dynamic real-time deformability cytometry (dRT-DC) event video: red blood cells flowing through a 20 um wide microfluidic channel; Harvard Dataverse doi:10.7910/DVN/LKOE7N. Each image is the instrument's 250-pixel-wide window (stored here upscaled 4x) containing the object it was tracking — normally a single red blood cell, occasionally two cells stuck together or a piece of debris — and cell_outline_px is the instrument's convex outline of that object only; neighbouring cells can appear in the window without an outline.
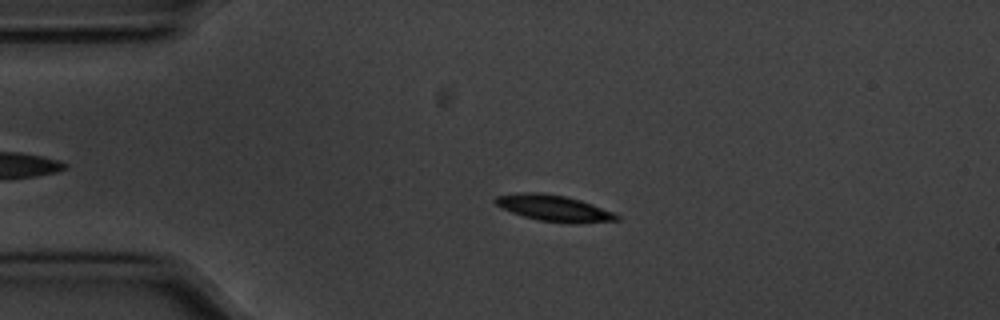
{"species": "common noctule bat (a hibernating species)", "species_latin": "Nyctalus noctula", "temperature_condition": "cold", "stored_images_in_passage": 41, "camera_frame_rate_fps": 3000, "um_per_image_px": 0.085, "animal": {"sex": "male", "body_mass_g": 20.1, "forearm_length_mm": 53.5}, "frame": {"image": 1, "passage_image": 8, "time_ms": 2.333, "image_size_px": [1000, 320], "cell_outline_px": [[620, 220], [580, 224], [576, 224], [540, 220], [524, 216], [512, 212], [496, 204], [492, 200], [496, 196], [524, 192], [540, 192], [564, 196], [580, 200], [592, 204], [612, 212], [620, 216]], "centroid_in_image_um": [47.12, 17.7], "position_along_channel_um": 37.9, "area_um2": 18.38}}
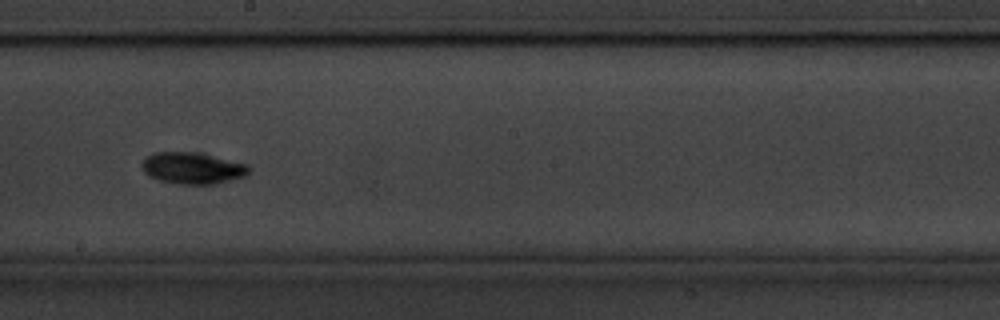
{"frame": {"image": 2, "passage_image": 27, "time_ms": 8.667, "image_size_px": [1000, 320], "cell_outline_px": [[252, 168], [244, 176], [216, 184], [176, 184], [160, 180], [148, 176], [144, 172], [144, 160], [148, 156], [156, 152], [192, 152], [248, 164]], "centroid_in_image_um": [16.38, 14.31], "position_along_channel_um": 231.8, "area_um2": 19.31}}
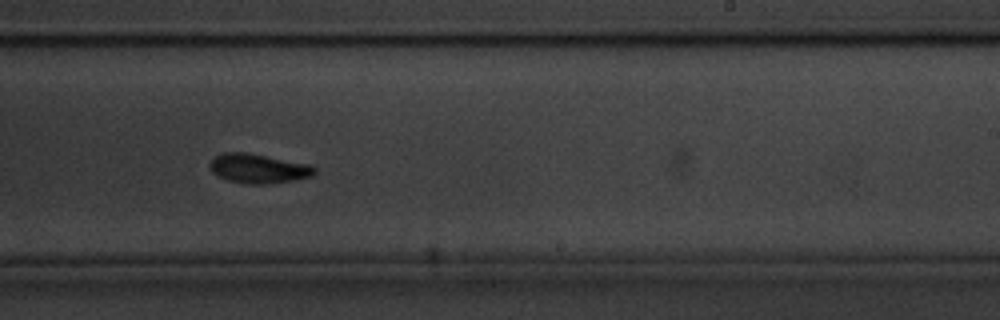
{"frame": {"image": 3, "passage_image": 30, "time_ms": 9.667, "image_size_px": [1000, 320], "cell_outline_px": [[316, 172], [312, 176], [292, 180], [264, 184], [248, 184], [228, 180], [212, 172], [208, 164], [216, 156], [224, 152], [244, 152], [308, 164], [316, 168]], "centroid_in_image_um": [21.94, 14.32], "position_along_channel_um": 267.1, "area_um2": 17.57}, "authors_computed_cell_mechanics": {"area_um2": 17.918, "velocity_mm_per_s": 3.5305, "shape_relaxation_time_tau1_ms": 1.9959, "shape_relaxation_time_tau2_ms": 6.3287, "deformation_change_tau1": 0.1253, "deformation_change_tau2": 0.101}}